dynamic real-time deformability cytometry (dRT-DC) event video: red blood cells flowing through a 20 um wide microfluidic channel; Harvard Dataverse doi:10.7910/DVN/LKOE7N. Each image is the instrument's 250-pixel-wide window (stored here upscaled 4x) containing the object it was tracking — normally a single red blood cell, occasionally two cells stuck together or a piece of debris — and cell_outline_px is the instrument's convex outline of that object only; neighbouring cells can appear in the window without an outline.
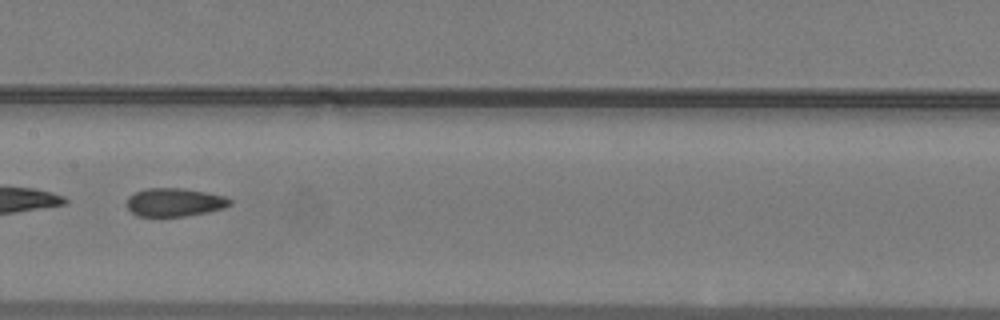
{"species": "common noctule bat (a hibernating species)", "species_latin": "Nyctalus noctula", "temperature_condition": "warm", "stored_images_in_passage": 31, "camera_frame_rate_fps": 3000, "um_per_image_px": 0.085, "animal": {"sex": "male", "body_mass_g": 19.2, "forearm_length_mm": 51.8}, "frame": {"image": 1, "passage_image": 10, "time_ms": 3.0, "image_size_px": [1000, 320], "cell_outline_px": [[232, 204], [224, 208], [184, 216], [136, 216], [124, 204], [128, 196], [136, 192], [148, 188], [184, 188], [224, 196], [232, 200]], "centroid_in_image_um": [14.8, 17.19], "position_along_channel_um": 192.6, "area_um2": 16.99}}